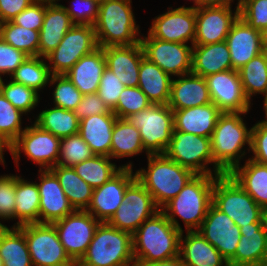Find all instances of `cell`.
Masks as SVG:
<instances>
[{
    "instance_id": "obj_1",
    "label": "cell",
    "mask_w": 267,
    "mask_h": 266,
    "mask_svg": "<svg viewBox=\"0 0 267 266\" xmlns=\"http://www.w3.org/2000/svg\"><path fill=\"white\" fill-rule=\"evenodd\" d=\"M248 112L222 113L211 136L214 176L229 174L240 160L251 149V128L249 129L243 116Z\"/></svg>"
},
{
    "instance_id": "obj_2",
    "label": "cell",
    "mask_w": 267,
    "mask_h": 266,
    "mask_svg": "<svg viewBox=\"0 0 267 266\" xmlns=\"http://www.w3.org/2000/svg\"><path fill=\"white\" fill-rule=\"evenodd\" d=\"M181 233L159 210L132 234L135 264H149L179 256Z\"/></svg>"
},
{
    "instance_id": "obj_3",
    "label": "cell",
    "mask_w": 267,
    "mask_h": 266,
    "mask_svg": "<svg viewBox=\"0 0 267 266\" xmlns=\"http://www.w3.org/2000/svg\"><path fill=\"white\" fill-rule=\"evenodd\" d=\"M217 176L196 174L179 192L160 210L180 232L184 229L175 217H180L187 231H198L210 205L212 204L213 186Z\"/></svg>"
},
{
    "instance_id": "obj_4",
    "label": "cell",
    "mask_w": 267,
    "mask_h": 266,
    "mask_svg": "<svg viewBox=\"0 0 267 266\" xmlns=\"http://www.w3.org/2000/svg\"><path fill=\"white\" fill-rule=\"evenodd\" d=\"M147 169L136 170L137 180L151 194L155 205L161 209L176 197L183 187L196 175L165 154H149Z\"/></svg>"
},
{
    "instance_id": "obj_5",
    "label": "cell",
    "mask_w": 267,
    "mask_h": 266,
    "mask_svg": "<svg viewBox=\"0 0 267 266\" xmlns=\"http://www.w3.org/2000/svg\"><path fill=\"white\" fill-rule=\"evenodd\" d=\"M132 0H106L99 5L94 24L99 47L129 46L140 43V28L136 25Z\"/></svg>"
},
{
    "instance_id": "obj_6",
    "label": "cell",
    "mask_w": 267,
    "mask_h": 266,
    "mask_svg": "<svg viewBox=\"0 0 267 266\" xmlns=\"http://www.w3.org/2000/svg\"><path fill=\"white\" fill-rule=\"evenodd\" d=\"M76 266H135L132 234L100 222Z\"/></svg>"
},
{
    "instance_id": "obj_7",
    "label": "cell",
    "mask_w": 267,
    "mask_h": 266,
    "mask_svg": "<svg viewBox=\"0 0 267 266\" xmlns=\"http://www.w3.org/2000/svg\"><path fill=\"white\" fill-rule=\"evenodd\" d=\"M212 204L226 213L238 227L263 223V209L229 174L215 178Z\"/></svg>"
},
{
    "instance_id": "obj_8",
    "label": "cell",
    "mask_w": 267,
    "mask_h": 266,
    "mask_svg": "<svg viewBox=\"0 0 267 266\" xmlns=\"http://www.w3.org/2000/svg\"><path fill=\"white\" fill-rule=\"evenodd\" d=\"M125 119L139 130L147 155L165 153L174 129L173 110L167 104H152Z\"/></svg>"
},
{
    "instance_id": "obj_9",
    "label": "cell",
    "mask_w": 267,
    "mask_h": 266,
    "mask_svg": "<svg viewBox=\"0 0 267 266\" xmlns=\"http://www.w3.org/2000/svg\"><path fill=\"white\" fill-rule=\"evenodd\" d=\"M18 228L25 235L33 266H76L66 254L53 224L31 223Z\"/></svg>"
},
{
    "instance_id": "obj_10",
    "label": "cell",
    "mask_w": 267,
    "mask_h": 266,
    "mask_svg": "<svg viewBox=\"0 0 267 266\" xmlns=\"http://www.w3.org/2000/svg\"><path fill=\"white\" fill-rule=\"evenodd\" d=\"M94 26L75 24L45 59L52 75H65L83 56L98 48Z\"/></svg>"
},
{
    "instance_id": "obj_11",
    "label": "cell",
    "mask_w": 267,
    "mask_h": 266,
    "mask_svg": "<svg viewBox=\"0 0 267 266\" xmlns=\"http://www.w3.org/2000/svg\"><path fill=\"white\" fill-rule=\"evenodd\" d=\"M60 138L49 131L41 129L35 123L25 127V130L12 143L10 154L17 166L21 152L31 161L37 163L40 170L56 166L59 158Z\"/></svg>"
},
{
    "instance_id": "obj_12",
    "label": "cell",
    "mask_w": 267,
    "mask_h": 266,
    "mask_svg": "<svg viewBox=\"0 0 267 266\" xmlns=\"http://www.w3.org/2000/svg\"><path fill=\"white\" fill-rule=\"evenodd\" d=\"M164 154L195 174L214 175V170L208 167L209 164L213 165L211 138L173 129L172 139Z\"/></svg>"
},
{
    "instance_id": "obj_13",
    "label": "cell",
    "mask_w": 267,
    "mask_h": 266,
    "mask_svg": "<svg viewBox=\"0 0 267 266\" xmlns=\"http://www.w3.org/2000/svg\"><path fill=\"white\" fill-rule=\"evenodd\" d=\"M99 221L86 210H74L52 223L66 254L77 264L87 252Z\"/></svg>"
},
{
    "instance_id": "obj_14",
    "label": "cell",
    "mask_w": 267,
    "mask_h": 266,
    "mask_svg": "<svg viewBox=\"0 0 267 266\" xmlns=\"http://www.w3.org/2000/svg\"><path fill=\"white\" fill-rule=\"evenodd\" d=\"M159 210L151 194L136 178L125 190L124 201L107 223L133 234Z\"/></svg>"
},
{
    "instance_id": "obj_15",
    "label": "cell",
    "mask_w": 267,
    "mask_h": 266,
    "mask_svg": "<svg viewBox=\"0 0 267 266\" xmlns=\"http://www.w3.org/2000/svg\"><path fill=\"white\" fill-rule=\"evenodd\" d=\"M140 38L144 57L171 77L191 73L192 45L163 41L149 34Z\"/></svg>"
},
{
    "instance_id": "obj_16",
    "label": "cell",
    "mask_w": 267,
    "mask_h": 266,
    "mask_svg": "<svg viewBox=\"0 0 267 266\" xmlns=\"http://www.w3.org/2000/svg\"><path fill=\"white\" fill-rule=\"evenodd\" d=\"M147 32L151 37L170 42L191 43L195 40L196 7L181 6L156 16Z\"/></svg>"
},
{
    "instance_id": "obj_17",
    "label": "cell",
    "mask_w": 267,
    "mask_h": 266,
    "mask_svg": "<svg viewBox=\"0 0 267 266\" xmlns=\"http://www.w3.org/2000/svg\"><path fill=\"white\" fill-rule=\"evenodd\" d=\"M211 102L223 113L249 112L251 102L237 70L221 71L205 77Z\"/></svg>"
},
{
    "instance_id": "obj_18",
    "label": "cell",
    "mask_w": 267,
    "mask_h": 266,
    "mask_svg": "<svg viewBox=\"0 0 267 266\" xmlns=\"http://www.w3.org/2000/svg\"><path fill=\"white\" fill-rule=\"evenodd\" d=\"M135 179L132 167H121L106 183L94 188L86 211L99 222H108L124 201L125 190Z\"/></svg>"
},
{
    "instance_id": "obj_19",
    "label": "cell",
    "mask_w": 267,
    "mask_h": 266,
    "mask_svg": "<svg viewBox=\"0 0 267 266\" xmlns=\"http://www.w3.org/2000/svg\"><path fill=\"white\" fill-rule=\"evenodd\" d=\"M239 17L230 7L197 6L195 40L193 45H207L225 41L232 24Z\"/></svg>"
},
{
    "instance_id": "obj_20",
    "label": "cell",
    "mask_w": 267,
    "mask_h": 266,
    "mask_svg": "<svg viewBox=\"0 0 267 266\" xmlns=\"http://www.w3.org/2000/svg\"><path fill=\"white\" fill-rule=\"evenodd\" d=\"M198 231L227 261L235 255L241 237L240 228L213 204Z\"/></svg>"
},
{
    "instance_id": "obj_21",
    "label": "cell",
    "mask_w": 267,
    "mask_h": 266,
    "mask_svg": "<svg viewBox=\"0 0 267 266\" xmlns=\"http://www.w3.org/2000/svg\"><path fill=\"white\" fill-rule=\"evenodd\" d=\"M40 182L37 187L40 195L39 223H54L71 214L74 208L68 201L56 175L50 170L39 169Z\"/></svg>"
},
{
    "instance_id": "obj_22",
    "label": "cell",
    "mask_w": 267,
    "mask_h": 266,
    "mask_svg": "<svg viewBox=\"0 0 267 266\" xmlns=\"http://www.w3.org/2000/svg\"><path fill=\"white\" fill-rule=\"evenodd\" d=\"M225 42L230 51L232 68L237 71L264 51L263 33L250 27L241 17L232 24Z\"/></svg>"
},
{
    "instance_id": "obj_23",
    "label": "cell",
    "mask_w": 267,
    "mask_h": 266,
    "mask_svg": "<svg viewBox=\"0 0 267 266\" xmlns=\"http://www.w3.org/2000/svg\"><path fill=\"white\" fill-rule=\"evenodd\" d=\"M103 51L106 67L120 79L125 87H138L139 68L144 57L141 43L103 47Z\"/></svg>"
},
{
    "instance_id": "obj_24",
    "label": "cell",
    "mask_w": 267,
    "mask_h": 266,
    "mask_svg": "<svg viewBox=\"0 0 267 266\" xmlns=\"http://www.w3.org/2000/svg\"><path fill=\"white\" fill-rule=\"evenodd\" d=\"M210 103L212 102L204 77L191 72L172 78L170 99L167 104L172 110H183Z\"/></svg>"
},
{
    "instance_id": "obj_25",
    "label": "cell",
    "mask_w": 267,
    "mask_h": 266,
    "mask_svg": "<svg viewBox=\"0 0 267 266\" xmlns=\"http://www.w3.org/2000/svg\"><path fill=\"white\" fill-rule=\"evenodd\" d=\"M222 113L213 103L173 110L174 130L211 138Z\"/></svg>"
},
{
    "instance_id": "obj_26",
    "label": "cell",
    "mask_w": 267,
    "mask_h": 266,
    "mask_svg": "<svg viewBox=\"0 0 267 266\" xmlns=\"http://www.w3.org/2000/svg\"><path fill=\"white\" fill-rule=\"evenodd\" d=\"M240 228V241L229 266H260L267 254V232L263 223Z\"/></svg>"
},
{
    "instance_id": "obj_27",
    "label": "cell",
    "mask_w": 267,
    "mask_h": 266,
    "mask_svg": "<svg viewBox=\"0 0 267 266\" xmlns=\"http://www.w3.org/2000/svg\"><path fill=\"white\" fill-rule=\"evenodd\" d=\"M183 234L180 236L179 256L184 266H229L228 261L199 231H186V236Z\"/></svg>"
},
{
    "instance_id": "obj_28",
    "label": "cell",
    "mask_w": 267,
    "mask_h": 266,
    "mask_svg": "<svg viewBox=\"0 0 267 266\" xmlns=\"http://www.w3.org/2000/svg\"><path fill=\"white\" fill-rule=\"evenodd\" d=\"M106 68V58L102 47L80 58L65 74L83 94L97 93L100 80Z\"/></svg>"
},
{
    "instance_id": "obj_29",
    "label": "cell",
    "mask_w": 267,
    "mask_h": 266,
    "mask_svg": "<svg viewBox=\"0 0 267 266\" xmlns=\"http://www.w3.org/2000/svg\"><path fill=\"white\" fill-rule=\"evenodd\" d=\"M74 25L62 4H47L39 31L38 56L45 58L50 54Z\"/></svg>"
},
{
    "instance_id": "obj_30",
    "label": "cell",
    "mask_w": 267,
    "mask_h": 266,
    "mask_svg": "<svg viewBox=\"0 0 267 266\" xmlns=\"http://www.w3.org/2000/svg\"><path fill=\"white\" fill-rule=\"evenodd\" d=\"M232 68L230 51L225 41L207 45H193L191 72L207 77Z\"/></svg>"
},
{
    "instance_id": "obj_31",
    "label": "cell",
    "mask_w": 267,
    "mask_h": 266,
    "mask_svg": "<svg viewBox=\"0 0 267 266\" xmlns=\"http://www.w3.org/2000/svg\"><path fill=\"white\" fill-rule=\"evenodd\" d=\"M115 114L92 115L79 121V135L95 155L110 157Z\"/></svg>"
},
{
    "instance_id": "obj_32",
    "label": "cell",
    "mask_w": 267,
    "mask_h": 266,
    "mask_svg": "<svg viewBox=\"0 0 267 266\" xmlns=\"http://www.w3.org/2000/svg\"><path fill=\"white\" fill-rule=\"evenodd\" d=\"M229 175L262 209L267 207V165L248 158L243 166H236Z\"/></svg>"
},
{
    "instance_id": "obj_33",
    "label": "cell",
    "mask_w": 267,
    "mask_h": 266,
    "mask_svg": "<svg viewBox=\"0 0 267 266\" xmlns=\"http://www.w3.org/2000/svg\"><path fill=\"white\" fill-rule=\"evenodd\" d=\"M172 77L146 57L141 60L138 87L152 104H168Z\"/></svg>"
},
{
    "instance_id": "obj_34",
    "label": "cell",
    "mask_w": 267,
    "mask_h": 266,
    "mask_svg": "<svg viewBox=\"0 0 267 266\" xmlns=\"http://www.w3.org/2000/svg\"><path fill=\"white\" fill-rule=\"evenodd\" d=\"M15 203L14 219L18 222L13 227L39 223L40 195L36 182L15 175Z\"/></svg>"
},
{
    "instance_id": "obj_35",
    "label": "cell",
    "mask_w": 267,
    "mask_h": 266,
    "mask_svg": "<svg viewBox=\"0 0 267 266\" xmlns=\"http://www.w3.org/2000/svg\"><path fill=\"white\" fill-rule=\"evenodd\" d=\"M50 170L58 178L74 210H87L91 203L94 189L76 173L73 167L56 165Z\"/></svg>"
},
{
    "instance_id": "obj_36",
    "label": "cell",
    "mask_w": 267,
    "mask_h": 266,
    "mask_svg": "<svg viewBox=\"0 0 267 266\" xmlns=\"http://www.w3.org/2000/svg\"><path fill=\"white\" fill-rule=\"evenodd\" d=\"M0 257L4 266H33L25 235L18 227H0Z\"/></svg>"
},
{
    "instance_id": "obj_37",
    "label": "cell",
    "mask_w": 267,
    "mask_h": 266,
    "mask_svg": "<svg viewBox=\"0 0 267 266\" xmlns=\"http://www.w3.org/2000/svg\"><path fill=\"white\" fill-rule=\"evenodd\" d=\"M140 132L126 119L117 118L112 131L110 157H132L144 152Z\"/></svg>"
},
{
    "instance_id": "obj_38",
    "label": "cell",
    "mask_w": 267,
    "mask_h": 266,
    "mask_svg": "<svg viewBox=\"0 0 267 266\" xmlns=\"http://www.w3.org/2000/svg\"><path fill=\"white\" fill-rule=\"evenodd\" d=\"M34 123L60 139L79 133V119L75 112L56 106L38 113Z\"/></svg>"
},
{
    "instance_id": "obj_39",
    "label": "cell",
    "mask_w": 267,
    "mask_h": 266,
    "mask_svg": "<svg viewBox=\"0 0 267 266\" xmlns=\"http://www.w3.org/2000/svg\"><path fill=\"white\" fill-rule=\"evenodd\" d=\"M111 157L105 155H93L91 158L82 161L73 166L76 173L93 189L102 186L113 175H115L121 167H132V162L116 166L111 162Z\"/></svg>"
},
{
    "instance_id": "obj_40",
    "label": "cell",
    "mask_w": 267,
    "mask_h": 266,
    "mask_svg": "<svg viewBox=\"0 0 267 266\" xmlns=\"http://www.w3.org/2000/svg\"><path fill=\"white\" fill-rule=\"evenodd\" d=\"M51 75L44 57L28 56L10 75V78L13 82L33 88L40 93L41 89L48 86Z\"/></svg>"
},
{
    "instance_id": "obj_41",
    "label": "cell",
    "mask_w": 267,
    "mask_h": 266,
    "mask_svg": "<svg viewBox=\"0 0 267 266\" xmlns=\"http://www.w3.org/2000/svg\"><path fill=\"white\" fill-rule=\"evenodd\" d=\"M241 83L249 101L262 94L267 97V50L255 56L238 70Z\"/></svg>"
},
{
    "instance_id": "obj_42",
    "label": "cell",
    "mask_w": 267,
    "mask_h": 266,
    "mask_svg": "<svg viewBox=\"0 0 267 266\" xmlns=\"http://www.w3.org/2000/svg\"><path fill=\"white\" fill-rule=\"evenodd\" d=\"M0 37L26 55L38 56L39 31L24 28L12 21H6L1 24Z\"/></svg>"
},
{
    "instance_id": "obj_43",
    "label": "cell",
    "mask_w": 267,
    "mask_h": 266,
    "mask_svg": "<svg viewBox=\"0 0 267 266\" xmlns=\"http://www.w3.org/2000/svg\"><path fill=\"white\" fill-rule=\"evenodd\" d=\"M0 92L15 108L26 115L34 110L40 102V95L33 88L15 83L12 80L4 83L3 79L0 78Z\"/></svg>"
},
{
    "instance_id": "obj_44",
    "label": "cell",
    "mask_w": 267,
    "mask_h": 266,
    "mask_svg": "<svg viewBox=\"0 0 267 266\" xmlns=\"http://www.w3.org/2000/svg\"><path fill=\"white\" fill-rule=\"evenodd\" d=\"M57 165L73 167L95 155L79 134L60 139Z\"/></svg>"
},
{
    "instance_id": "obj_45",
    "label": "cell",
    "mask_w": 267,
    "mask_h": 266,
    "mask_svg": "<svg viewBox=\"0 0 267 266\" xmlns=\"http://www.w3.org/2000/svg\"><path fill=\"white\" fill-rule=\"evenodd\" d=\"M49 85L53 88V106L74 111L83 94L75 87L66 75H51Z\"/></svg>"
},
{
    "instance_id": "obj_46",
    "label": "cell",
    "mask_w": 267,
    "mask_h": 266,
    "mask_svg": "<svg viewBox=\"0 0 267 266\" xmlns=\"http://www.w3.org/2000/svg\"><path fill=\"white\" fill-rule=\"evenodd\" d=\"M152 103L139 87H125L119 95L118 103L112 112L117 118L125 119L132 114L147 109Z\"/></svg>"
},
{
    "instance_id": "obj_47",
    "label": "cell",
    "mask_w": 267,
    "mask_h": 266,
    "mask_svg": "<svg viewBox=\"0 0 267 266\" xmlns=\"http://www.w3.org/2000/svg\"><path fill=\"white\" fill-rule=\"evenodd\" d=\"M24 113L15 108L0 92V133L12 144L25 130L22 128Z\"/></svg>"
},
{
    "instance_id": "obj_48",
    "label": "cell",
    "mask_w": 267,
    "mask_h": 266,
    "mask_svg": "<svg viewBox=\"0 0 267 266\" xmlns=\"http://www.w3.org/2000/svg\"><path fill=\"white\" fill-rule=\"evenodd\" d=\"M239 17L263 33L267 29V0H244Z\"/></svg>"
},
{
    "instance_id": "obj_49",
    "label": "cell",
    "mask_w": 267,
    "mask_h": 266,
    "mask_svg": "<svg viewBox=\"0 0 267 266\" xmlns=\"http://www.w3.org/2000/svg\"><path fill=\"white\" fill-rule=\"evenodd\" d=\"M124 88L125 85L120 79L106 67L103 71L97 94L111 111L116 107L119 95Z\"/></svg>"
},
{
    "instance_id": "obj_50",
    "label": "cell",
    "mask_w": 267,
    "mask_h": 266,
    "mask_svg": "<svg viewBox=\"0 0 267 266\" xmlns=\"http://www.w3.org/2000/svg\"><path fill=\"white\" fill-rule=\"evenodd\" d=\"M70 6L62 5L74 24L91 25L97 21L99 4L93 0H72ZM72 4V5H71Z\"/></svg>"
},
{
    "instance_id": "obj_51",
    "label": "cell",
    "mask_w": 267,
    "mask_h": 266,
    "mask_svg": "<svg viewBox=\"0 0 267 266\" xmlns=\"http://www.w3.org/2000/svg\"><path fill=\"white\" fill-rule=\"evenodd\" d=\"M15 175L0 176V220L14 219L15 211ZM0 226H6L0 221Z\"/></svg>"
},
{
    "instance_id": "obj_52",
    "label": "cell",
    "mask_w": 267,
    "mask_h": 266,
    "mask_svg": "<svg viewBox=\"0 0 267 266\" xmlns=\"http://www.w3.org/2000/svg\"><path fill=\"white\" fill-rule=\"evenodd\" d=\"M46 8V3L32 2L11 21L24 28L40 31L43 25Z\"/></svg>"
},
{
    "instance_id": "obj_53",
    "label": "cell",
    "mask_w": 267,
    "mask_h": 266,
    "mask_svg": "<svg viewBox=\"0 0 267 266\" xmlns=\"http://www.w3.org/2000/svg\"><path fill=\"white\" fill-rule=\"evenodd\" d=\"M27 57L23 51L15 49L0 37V78L5 74L10 76Z\"/></svg>"
},
{
    "instance_id": "obj_54",
    "label": "cell",
    "mask_w": 267,
    "mask_h": 266,
    "mask_svg": "<svg viewBox=\"0 0 267 266\" xmlns=\"http://www.w3.org/2000/svg\"><path fill=\"white\" fill-rule=\"evenodd\" d=\"M251 153L253 161L267 165V123L263 120L251 127Z\"/></svg>"
},
{
    "instance_id": "obj_55",
    "label": "cell",
    "mask_w": 267,
    "mask_h": 266,
    "mask_svg": "<svg viewBox=\"0 0 267 266\" xmlns=\"http://www.w3.org/2000/svg\"><path fill=\"white\" fill-rule=\"evenodd\" d=\"M74 112L79 121L92 115L114 114L97 93L83 95Z\"/></svg>"
},
{
    "instance_id": "obj_56",
    "label": "cell",
    "mask_w": 267,
    "mask_h": 266,
    "mask_svg": "<svg viewBox=\"0 0 267 266\" xmlns=\"http://www.w3.org/2000/svg\"><path fill=\"white\" fill-rule=\"evenodd\" d=\"M32 2L33 0H0L1 22L11 21Z\"/></svg>"
},
{
    "instance_id": "obj_57",
    "label": "cell",
    "mask_w": 267,
    "mask_h": 266,
    "mask_svg": "<svg viewBox=\"0 0 267 266\" xmlns=\"http://www.w3.org/2000/svg\"><path fill=\"white\" fill-rule=\"evenodd\" d=\"M234 0H204V6L232 7ZM244 0H238L236 10L240 11Z\"/></svg>"
},
{
    "instance_id": "obj_58",
    "label": "cell",
    "mask_w": 267,
    "mask_h": 266,
    "mask_svg": "<svg viewBox=\"0 0 267 266\" xmlns=\"http://www.w3.org/2000/svg\"><path fill=\"white\" fill-rule=\"evenodd\" d=\"M135 266H184V264L181 260V257L177 256L165 261H157L149 264H135Z\"/></svg>"
},
{
    "instance_id": "obj_59",
    "label": "cell",
    "mask_w": 267,
    "mask_h": 266,
    "mask_svg": "<svg viewBox=\"0 0 267 266\" xmlns=\"http://www.w3.org/2000/svg\"><path fill=\"white\" fill-rule=\"evenodd\" d=\"M12 144L0 133V164L5 166L4 154L3 152L7 149L10 152Z\"/></svg>"
},
{
    "instance_id": "obj_60",
    "label": "cell",
    "mask_w": 267,
    "mask_h": 266,
    "mask_svg": "<svg viewBox=\"0 0 267 266\" xmlns=\"http://www.w3.org/2000/svg\"><path fill=\"white\" fill-rule=\"evenodd\" d=\"M262 220H263L264 229L267 232V207L266 208H263V211H262Z\"/></svg>"
},
{
    "instance_id": "obj_61",
    "label": "cell",
    "mask_w": 267,
    "mask_h": 266,
    "mask_svg": "<svg viewBox=\"0 0 267 266\" xmlns=\"http://www.w3.org/2000/svg\"><path fill=\"white\" fill-rule=\"evenodd\" d=\"M60 0H33V2H42L46 4H58Z\"/></svg>"
},
{
    "instance_id": "obj_62",
    "label": "cell",
    "mask_w": 267,
    "mask_h": 266,
    "mask_svg": "<svg viewBox=\"0 0 267 266\" xmlns=\"http://www.w3.org/2000/svg\"><path fill=\"white\" fill-rule=\"evenodd\" d=\"M263 46L264 50H267V29L263 32Z\"/></svg>"
},
{
    "instance_id": "obj_63",
    "label": "cell",
    "mask_w": 267,
    "mask_h": 266,
    "mask_svg": "<svg viewBox=\"0 0 267 266\" xmlns=\"http://www.w3.org/2000/svg\"><path fill=\"white\" fill-rule=\"evenodd\" d=\"M264 111H265V119L263 120L265 123H267V97L264 98Z\"/></svg>"
},
{
    "instance_id": "obj_64",
    "label": "cell",
    "mask_w": 267,
    "mask_h": 266,
    "mask_svg": "<svg viewBox=\"0 0 267 266\" xmlns=\"http://www.w3.org/2000/svg\"><path fill=\"white\" fill-rule=\"evenodd\" d=\"M191 1V0H190ZM194 7L204 5V0H192Z\"/></svg>"
},
{
    "instance_id": "obj_65",
    "label": "cell",
    "mask_w": 267,
    "mask_h": 266,
    "mask_svg": "<svg viewBox=\"0 0 267 266\" xmlns=\"http://www.w3.org/2000/svg\"><path fill=\"white\" fill-rule=\"evenodd\" d=\"M260 266H267V254H266V256L263 258V261H262V263H261Z\"/></svg>"
},
{
    "instance_id": "obj_66",
    "label": "cell",
    "mask_w": 267,
    "mask_h": 266,
    "mask_svg": "<svg viewBox=\"0 0 267 266\" xmlns=\"http://www.w3.org/2000/svg\"><path fill=\"white\" fill-rule=\"evenodd\" d=\"M93 1L100 5V4H102L103 2H105L106 0H93Z\"/></svg>"
},
{
    "instance_id": "obj_67",
    "label": "cell",
    "mask_w": 267,
    "mask_h": 266,
    "mask_svg": "<svg viewBox=\"0 0 267 266\" xmlns=\"http://www.w3.org/2000/svg\"><path fill=\"white\" fill-rule=\"evenodd\" d=\"M0 266H4V264H3V260H2L1 257H0Z\"/></svg>"
}]
</instances>
